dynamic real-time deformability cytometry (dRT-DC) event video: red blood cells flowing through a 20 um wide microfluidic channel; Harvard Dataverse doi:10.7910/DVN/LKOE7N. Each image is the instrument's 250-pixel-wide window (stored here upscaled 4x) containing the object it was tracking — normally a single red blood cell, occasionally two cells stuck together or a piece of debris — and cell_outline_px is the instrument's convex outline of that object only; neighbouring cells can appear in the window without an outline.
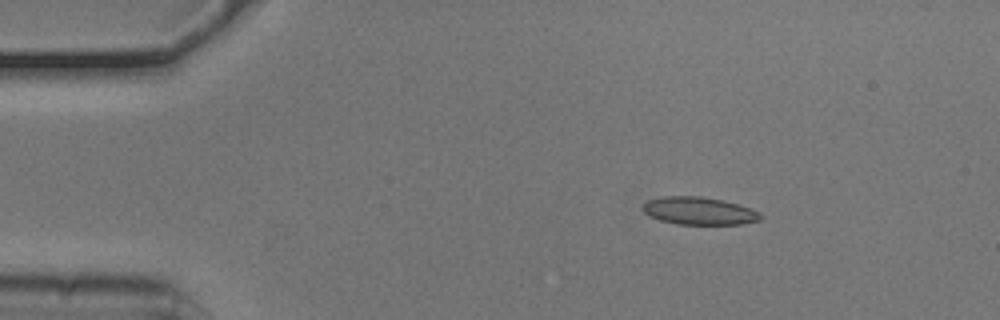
{"species": "common noctule bat (a hibernating species)", "species_latin": "Nyctalus noctula", "temperature_condition": "cold", "stored_images_in_passage": 16, "camera_frame_rate_fps": 3000, "um_per_image_px": 0.085, "animal": {"sex": "male", "body_mass_g": 20.5, "forearm_length_mm": 52.5}, "frame": {"image": 1, "passage_image": 9, "time_ms": 2.667, "image_size_px": [1000, 320], "cell_outline_px": [[764, 216], [760, 220], [740, 224], [676, 224], [660, 220], [648, 216], [640, 208], [640, 204], [648, 200], [664, 196], [700, 196], [724, 200], [760, 212]], "centroid_in_image_um": [59.36, 17.92], "position_along_channel_um": 25.6, "area_um2": 19.13}}